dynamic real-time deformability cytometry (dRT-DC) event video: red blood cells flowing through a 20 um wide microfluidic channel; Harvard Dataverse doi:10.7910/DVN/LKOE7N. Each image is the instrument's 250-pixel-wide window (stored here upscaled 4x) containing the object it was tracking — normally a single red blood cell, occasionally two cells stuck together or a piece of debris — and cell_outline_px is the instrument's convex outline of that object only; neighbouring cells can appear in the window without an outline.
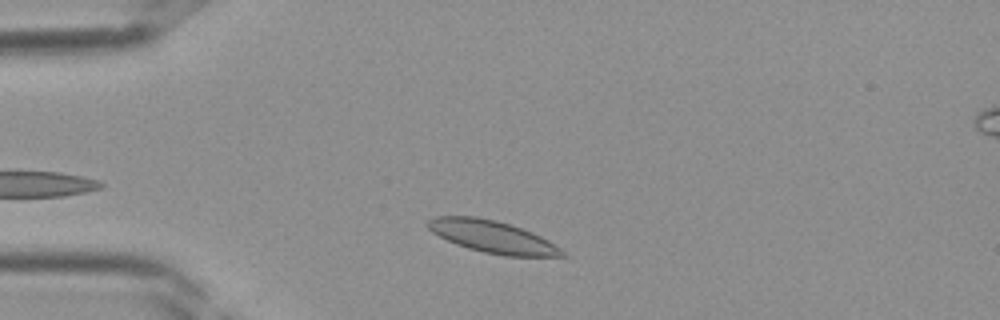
{"species": "Egyptian fruit bat (a non-hibernating species)", "species_latin": "Rousettus aegyptiacus", "temperature_condition": "room temperature", "stored_images_in_passage": 30, "camera_frame_rate_fps": 3000, "um_per_image_px": 0.085, "frame": {"image": 1, "passage_image": 3, "time_ms": 0.667, "image_size_px": [1000, 320], "cell_outline_px": [[568, 256], [504, 256], [484, 252], [468, 248], [456, 244], [432, 232], [424, 224], [428, 220], [436, 216], [476, 216], [496, 220], [532, 232], [548, 240], [560, 248]], "centroid_in_image_um": [41.83, 20.11], "position_along_channel_um": 43.2, "area_um2": 25.03}}
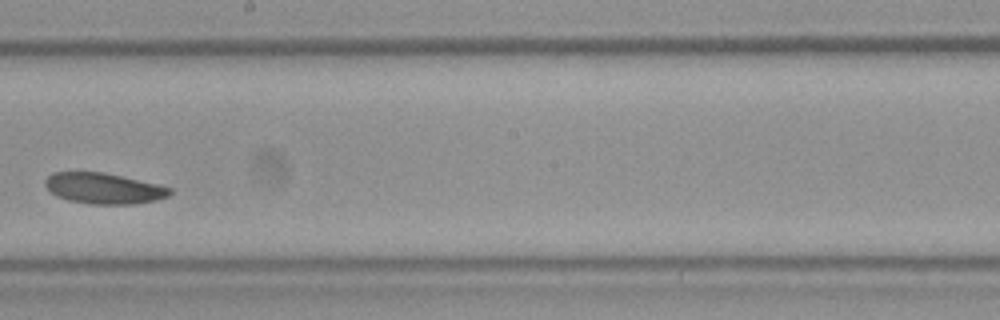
{"frame": {"image": 2, "passage_image": 16, "time_ms": 5.0, "image_size_px": [1000, 320], "cell_outline_px": [[172, 192], [168, 196], [156, 200], [132, 204], [92, 204], [68, 200], [56, 196], [44, 184], [44, 180], [52, 172], [104, 172], [156, 184], [172, 188]], "centroid_in_image_um": [8.8, 16.01], "position_along_channel_um": 239.4, "area_um2": 22.25}}
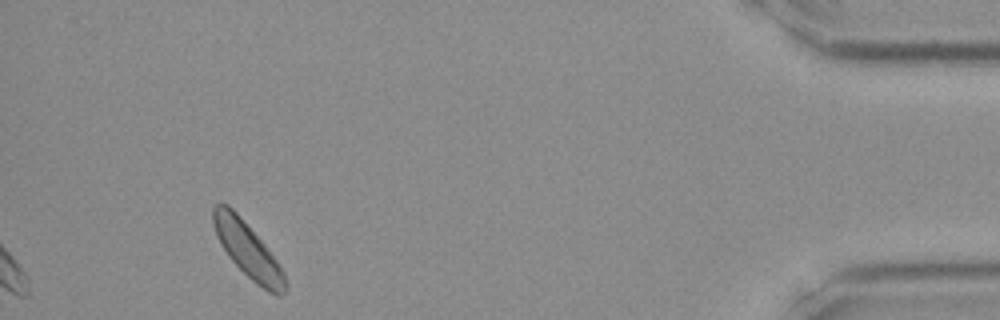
{"frame": {"image": 3, "passage_image": 30, "time_ms": 9.667, "image_size_px": [1000, 320], "cell_outline_px": [[288, 288], [280, 296], [276, 296], [268, 292], [256, 284], [228, 256], [220, 244], [216, 236], [212, 224], [212, 208], [216, 204], [228, 204], [240, 216], [264, 244], [284, 272]], "centroid_in_image_um": [21.05, 21.26], "position_along_channel_um": 414.2, "area_um2": 22.95}}